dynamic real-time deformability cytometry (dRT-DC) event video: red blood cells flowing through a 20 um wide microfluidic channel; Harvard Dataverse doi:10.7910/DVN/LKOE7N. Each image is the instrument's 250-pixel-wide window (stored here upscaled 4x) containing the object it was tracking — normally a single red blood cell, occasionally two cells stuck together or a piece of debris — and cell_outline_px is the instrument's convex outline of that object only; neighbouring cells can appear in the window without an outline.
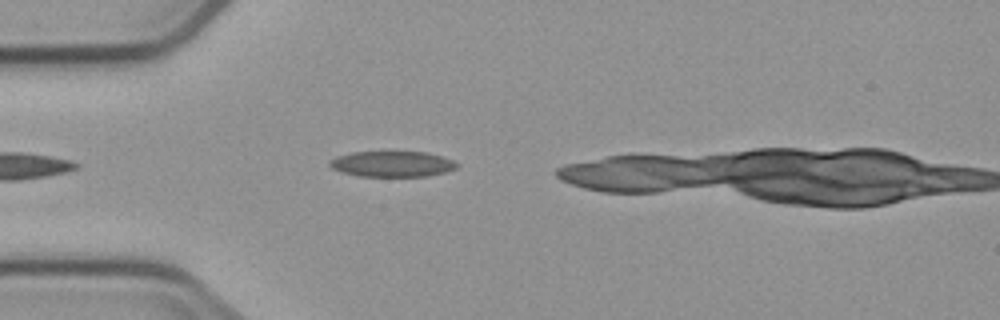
{"species": "common noctule bat (a hibernating species)", "species_latin": "Nyctalus noctula", "temperature_condition": "cold", "stored_images_in_passage": 3, "camera_frame_rate_fps": 3000, "um_per_image_px": 0.085, "animal": {"sex": "male", "body_mass_g": 23.1, "forearm_length_mm": 52.7}, "frame": {"image": 1, "passage_image": 2, "time_ms": 1.0, "image_size_px": [1000, 320], "cell_outline_px": [[460, 164], [456, 168], [444, 172], [428, 176], [360, 176], [340, 172], [332, 168], [328, 164], [328, 160], [336, 156], [352, 152], [428, 152], [444, 156]], "centroid_in_image_um": [33.33, 13.93], "position_along_channel_um": 51.7, "area_um2": 19.19}}